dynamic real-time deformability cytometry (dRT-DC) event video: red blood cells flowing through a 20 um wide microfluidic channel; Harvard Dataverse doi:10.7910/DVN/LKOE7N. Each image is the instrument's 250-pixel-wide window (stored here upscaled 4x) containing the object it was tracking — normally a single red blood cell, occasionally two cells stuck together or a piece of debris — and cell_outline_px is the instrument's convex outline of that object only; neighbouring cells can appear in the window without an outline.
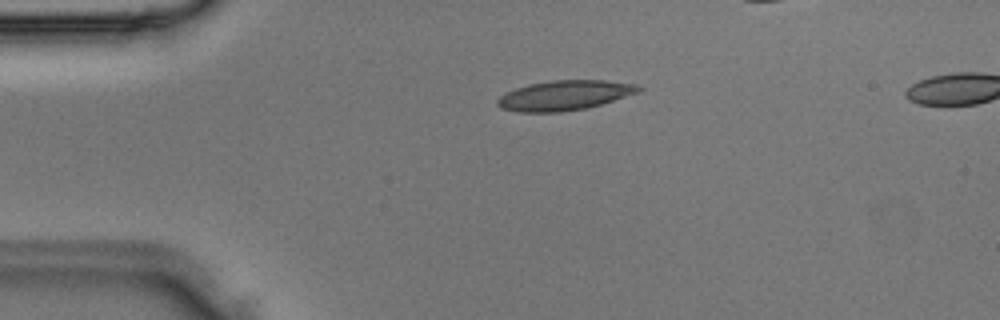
{"species": "Egyptian fruit bat (a non-hibernating species)", "species_latin": "Rousettus aegyptiacus", "temperature_condition": "room temperature", "stored_images_in_passage": 3, "camera_frame_rate_fps": 3000, "um_per_image_px": 0.085, "animal": {"sex": "male"}, "frame": {"image": 1, "passage_image": 3, "time_ms": 0.667, "image_size_px": [1000, 320], "cell_outline_px": [[644, 88], [640, 92], [588, 108], [560, 112], [520, 112], [500, 108], [496, 104], [496, 100], [500, 96], [516, 88], [528, 84], [552, 80], [604, 80], [640, 84]], "centroid_in_image_um": [48.02, 8.1], "position_along_channel_um": 37.0, "area_um2": 24.74}}